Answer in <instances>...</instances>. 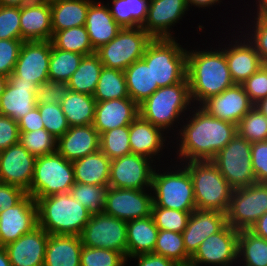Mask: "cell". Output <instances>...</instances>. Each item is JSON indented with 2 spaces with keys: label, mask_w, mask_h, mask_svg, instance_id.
I'll use <instances>...</instances> for the list:
<instances>
[{
  "label": "cell",
  "mask_w": 267,
  "mask_h": 266,
  "mask_svg": "<svg viewBox=\"0 0 267 266\" xmlns=\"http://www.w3.org/2000/svg\"><path fill=\"white\" fill-rule=\"evenodd\" d=\"M36 157L20 143L0 151V183L29 191L34 177Z\"/></svg>",
  "instance_id": "18"
},
{
  "label": "cell",
  "mask_w": 267,
  "mask_h": 266,
  "mask_svg": "<svg viewBox=\"0 0 267 266\" xmlns=\"http://www.w3.org/2000/svg\"><path fill=\"white\" fill-rule=\"evenodd\" d=\"M200 107L210 116L238 125L254 104L241 84H234L222 93L205 100Z\"/></svg>",
  "instance_id": "20"
},
{
  "label": "cell",
  "mask_w": 267,
  "mask_h": 266,
  "mask_svg": "<svg viewBox=\"0 0 267 266\" xmlns=\"http://www.w3.org/2000/svg\"><path fill=\"white\" fill-rule=\"evenodd\" d=\"M192 212L152 206L151 216L159 230L182 233Z\"/></svg>",
  "instance_id": "48"
},
{
  "label": "cell",
  "mask_w": 267,
  "mask_h": 266,
  "mask_svg": "<svg viewBox=\"0 0 267 266\" xmlns=\"http://www.w3.org/2000/svg\"><path fill=\"white\" fill-rule=\"evenodd\" d=\"M39 1L52 2V1H55V0H39Z\"/></svg>",
  "instance_id": "68"
},
{
  "label": "cell",
  "mask_w": 267,
  "mask_h": 266,
  "mask_svg": "<svg viewBox=\"0 0 267 266\" xmlns=\"http://www.w3.org/2000/svg\"><path fill=\"white\" fill-rule=\"evenodd\" d=\"M168 167H162L164 170L156 167L154 170L151 185L153 203L157 207L193 212L196 210V204L188 169L177 162Z\"/></svg>",
  "instance_id": "5"
},
{
  "label": "cell",
  "mask_w": 267,
  "mask_h": 266,
  "mask_svg": "<svg viewBox=\"0 0 267 266\" xmlns=\"http://www.w3.org/2000/svg\"><path fill=\"white\" fill-rule=\"evenodd\" d=\"M211 161L233 190L257 183L252 169L251 143L238 133Z\"/></svg>",
  "instance_id": "9"
},
{
  "label": "cell",
  "mask_w": 267,
  "mask_h": 266,
  "mask_svg": "<svg viewBox=\"0 0 267 266\" xmlns=\"http://www.w3.org/2000/svg\"><path fill=\"white\" fill-rule=\"evenodd\" d=\"M100 150L110 159H116L131 152L129 126L117 127L100 134Z\"/></svg>",
  "instance_id": "44"
},
{
  "label": "cell",
  "mask_w": 267,
  "mask_h": 266,
  "mask_svg": "<svg viewBox=\"0 0 267 266\" xmlns=\"http://www.w3.org/2000/svg\"><path fill=\"white\" fill-rule=\"evenodd\" d=\"M222 0H188L189 7L196 6L195 8L207 9L209 7H216L218 4L221 5ZM218 3V4H217ZM216 5V6H215ZM207 7V8H205Z\"/></svg>",
  "instance_id": "61"
},
{
  "label": "cell",
  "mask_w": 267,
  "mask_h": 266,
  "mask_svg": "<svg viewBox=\"0 0 267 266\" xmlns=\"http://www.w3.org/2000/svg\"><path fill=\"white\" fill-rule=\"evenodd\" d=\"M8 84V77L0 75V97Z\"/></svg>",
  "instance_id": "66"
},
{
  "label": "cell",
  "mask_w": 267,
  "mask_h": 266,
  "mask_svg": "<svg viewBox=\"0 0 267 266\" xmlns=\"http://www.w3.org/2000/svg\"><path fill=\"white\" fill-rule=\"evenodd\" d=\"M111 160L99 149L72 162L76 183L108 186Z\"/></svg>",
  "instance_id": "31"
},
{
  "label": "cell",
  "mask_w": 267,
  "mask_h": 266,
  "mask_svg": "<svg viewBox=\"0 0 267 266\" xmlns=\"http://www.w3.org/2000/svg\"><path fill=\"white\" fill-rule=\"evenodd\" d=\"M108 187L75 182L70 189V194L76 199V202L87 208L88 213L92 216L104 213L105 196Z\"/></svg>",
  "instance_id": "43"
},
{
  "label": "cell",
  "mask_w": 267,
  "mask_h": 266,
  "mask_svg": "<svg viewBox=\"0 0 267 266\" xmlns=\"http://www.w3.org/2000/svg\"><path fill=\"white\" fill-rule=\"evenodd\" d=\"M254 107L267 117V97L259 100L256 104H254Z\"/></svg>",
  "instance_id": "65"
},
{
  "label": "cell",
  "mask_w": 267,
  "mask_h": 266,
  "mask_svg": "<svg viewBox=\"0 0 267 266\" xmlns=\"http://www.w3.org/2000/svg\"><path fill=\"white\" fill-rule=\"evenodd\" d=\"M23 42L21 39H0V75L9 77L13 73Z\"/></svg>",
  "instance_id": "52"
},
{
  "label": "cell",
  "mask_w": 267,
  "mask_h": 266,
  "mask_svg": "<svg viewBox=\"0 0 267 266\" xmlns=\"http://www.w3.org/2000/svg\"><path fill=\"white\" fill-rule=\"evenodd\" d=\"M93 0H55L50 2L53 34L57 31L85 25L89 5Z\"/></svg>",
  "instance_id": "33"
},
{
  "label": "cell",
  "mask_w": 267,
  "mask_h": 266,
  "mask_svg": "<svg viewBox=\"0 0 267 266\" xmlns=\"http://www.w3.org/2000/svg\"><path fill=\"white\" fill-rule=\"evenodd\" d=\"M190 106L193 107V104L190 98L188 78H186L180 83L159 87L151 96L139 104L138 108L141 118L163 129L167 134L172 129L175 132V134L172 133L175 137L178 133L176 129L180 128L178 126L182 125V119L187 116L188 111L192 108Z\"/></svg>",
  "instance_id": "3"
},
{
  "label": "cell",
  "mask_w": 267,
  "mask_h": 266,
  "mask_svg": "<svg viewBox=\"0 0 267 266\" xmlns=\"http://www.w3.org/2000/svg\"><path fill=\"white\" fill-rule=\"evenodd\" d=\"M175 38H153L142 59L152 68L153 86L165 87L187 78V49Z\"/></svg>",
  "instance_id": "6"
},
{
  "label": "cell",
  "mask_w": 267,
  "mask_h": 266,
  "mask_svg": "<svg viewBox=\"0 0 267 266\" xmlns=\"http://www.w3.org/2000/svg\"><path fill=\"white\" fill-rule=\"evenodd\" d=\"M37 85L34 82L21 81L13 73L0 97V114L18 121L37 106Z\"/></svg>",
  "instance_id": "23"
},
{
  "label": "cell",
  "mask_w": 267,
  "mask_h": 266,
  "mask_svg": "<svg viewBox=\"0 0 267 266\" xmlns=\"http://www.w3.org/2000/svg\"><path fill=\"white\" fill-rule=\"evenodd\" d=\"M19 137L18 122L0 114V151L18 144Z\"/></svg>",
  "instance_id": "56"
},
{
  "label": "cell",
  "mask_w": 267,
  "mask_h": 266,
  "mask_svg": "<svg viewBox=\"0 0 267 266\" xmlns=\"http://www.w3.org/2000/svg\"><path fill=\"white\" fill-rule=\"evenodd\" d=\"M212 45L202 50H187V78L193 106H200L209 97L222 93L235 83L230 76L224 48ZM221 46V47H220ZM213 49V50H212Z\"/></svg>",
  "instance_id": "2"
},
{
  "label": "cell",
  "mask_w": 267,
  "mask_h": 266,
  "mask_svg": "<svg viewBox=\"0 0 267 266\" xmlns=\"http://www.w3.org/2000/svg\"><path fill=\"white\" fill-rule=\"evenodd\" d=\"M60 105L69 126L93 124L96 106L93 95L68 90Z\"/></svg>",
  "instance_id": "34"
},
{
  "label": "cell",
  "mask_w": 267,
  "mask_h": 266,
  "mask_svg": "<svg viewBox=\"0 0 267 266\" xmlns=\"http://www.w3.org/2000/svg\"><path fill=\"white\" fill-rule=\"evenodd\" d=\"M159 229L152 216L127 222V260L144 253L154 252Z\"/></svg>",
  "instance_id": "32"
},
{
  "label": "cell",
  "mask_w": 267,
  "mask_h": 266,
  "mask_svg": "<svg viewBox=\"0 0 267 266\" xmlns=\"http://www.w3.org/2000/svg\"><path fill=\"white\" fill-rule=\"evenodd\" d=\"M189 171L195 196L196 209L227 213L233 189L211 161L182 163Z\"/></svg>",
  "instance_id": "7"
},
{
  "label": "cell",
  "mask_w": 267,
  "mask_h": 266,
  "mask_svg": "<svg viewBox=\"0 0 267 266\" xmlns=\"http://www.w3.org/2000/svg\"><path fill=\"white\" fill-rule=\"evenodd\" d=\"M20 132H30L39 129H44V123L40 115L39 109L35 107L18 121Z\"/></svg>",
  "instance_id": "58"
},
{
  "label": "cell",
  "mask_w": 267,
  "mask_h": 266,
  "mask_svg": "<svg viewBox=\"0 0 267 266\" xmlns=\"http://www.w3.org/2000/svg\"><path fill=\"white\" fill-rule=\"evenodd\" d=\"M129 261L117 251L83 246L80 266H125Z\"/></svg>",
  "instance_id": "47"
},
{
  "label": "cell",
  "mask_w": 267,
  "mask_h": 266,
  "mask_svg": "<svg viewBox=\"0 0 267 266\" xmlns=\"http://www.w3.org/2000/svg\"><path fill=\"white\" fill-rule=\"evenodd\" d=\"M152 206L151 189L138 190L108 187L105 196L104 213L128 222L151 216Z\"/></svg>",
  "instance_id": "15"
},
{
  "label": "cell",
  "mask_w": 267,
  "mask_h": 266,
  "mask_svg": "<svg viewBox=\"0 0 267 266\" xmlns=\"http://www.w3.org/2000/svg\"><path fill=\"white\" fill-rule=\"evenodd\" d=\"M51 42L55 48L84 56L96 53L90 43L85 25L57 31L53 34Z\"/></svg>",
  "instance_id": "40"
},
{
  "label": "cell",
  "mask_w": 267,
  "mask_h": 266,
  "mask_svg": "<svg viewBox=\"0 0 267 266\" xmlns=\"http://www.w3.org/2000/svg\"><path fill=\"white\" fill-rule=\"evenodd\" d=\"M51 41H24L13 74L21 81L34 82L39 86L48 81Z\"/></svg>",
  "instance_id": "16"
},
{
  "label": "cell",
  "mask_w": 267,
  "mask_h": 266,
  "mask_svg": "<svg viewBox=\"0 0 267 266\" xmlns=\"http://www.w3.org/2000/svg\"><path fill=\"white\" fill-rule=\"evenodd\" d=\"M253 17L254 18L252 20L250 19L251 23H248V26L246 25V31L240 30L238 31L237 34L243 33V35L247 38V40L254 46L262 62H266L267 61V15H256V16L253 15Z\"/></svg>",
  "instance_id": "49"
},
{
  "label": "cell",
  "mask_w": 267,
  "mask_h": 266,
  "mask_svg": "<svg viewBox=\"0 0 267 266\" xmlns=\"http://www.w3.org/2000/svg\"><path fill=\"white\" fill-rule=\"evenodd\" d=\"M154 161L134 153L111 160L108 186L124 189H151L156 165Z\"/></svg>",
  "instance_id": "14"
},
{
  "label": "cell",
  "mask_w": 267,
  "mask_h": 266,
  "mask_svg": "<svg viewBox=\"0 0 267 266\" xmlns=\"http://www.w3.org/2000/svg\"><path fill=\"white\" fill-rule=\"evenodd\" d=\"M189 10L188 0H150L147 18L141 27L152 38H175L172 26Z\"/></svg>",
  "instance_id": "17"
},
{
  "label": "cell",
  "mask_w": 267,
  "mask_h": 266,
  "mask_svg": "<svg viewBox=\"0 0 267 266\" xmlns=\"http://www.w3.org/2000/svg\"><path fill=\"white\" fill-rule=\"evenodd\" d=\"M237 263L240 266H267V240L250 230L239 231Z\"/></svg>",
  "instance_id": "38"
},
{
  "label": "cell",
  "mask_w": 267,
  "mask_h": 266,
  "mask_svg": "<svg viewBox=\"0 0 267 266\" xmlns=\"http://www.w3.org/2000/svg\"><path fill=\"white\" fill-rule=\"evenodd\" d=\"M38 225L48 234L80 236L91 215L70 192L35 199Z\"/></svg>",
  "instance_id": "4"
},
{
  "label": "cell",
  "mask_w": 267,
  "mask_h": 266,
  "mask_svg": "<svg viewBox=\"0 0 267 266\" xmlns=\"http://www.w3.org/2000/svg\"><path fill=\"white\" fill-rule=\"evenodd\" d=\"M262 67L267 71V61L266 62H262Z\"/></svg>",
  "instance_id": "67"
},
{
  "label": "cell",
  "mask_w": 267,
  "mask_h": 266,
  "mask_svg": "<svg viewBox=\"0 0 267 266\" xmlns=\"http://www.w3.org/2000/svg\"><path fill=\"white\" fill-rule=\"evenodd\" d=\"M127 222L105 213L92 215L80 238L83 246L111 249L127 259Z\"/></svg>",
  "instance_id": "12"
},
{
  "label": "cell",
  "mask_w": 267,
  "mask_h": 266,
  "mask_svg": "<svg viewBox=\"0 0 267 266\" xmlns=\"http://www.w3.org/2000/svg\"><path fill=\"white\" fill-rule=\"evenodd\" d=\"M227 224L226 214L210 210H194L182 232L186 253L192 257L199 245Z\"/></svg>",
  "instance_id": "25"
},
{
  "label": "cell",
  "mask_w": 267,
  "mask_h": 266,
  "mask_svg": "<svg viewBox=\"0 0 267 266\" xmlns=\"http://www.w3.org/2000/svg\"><path fill=\"white\" fill-rule=\"evenodd\" d=\"M189 112L177 129L176 142H172L177 143L174 163L212 160L236 135L237 125L210 116L200 106H193Z\"/></svg>",
  "instance_id": "1"
},
{
  "label": "cell",
  "mask_w": 267,
  "mask_h": 266,
  "mask_svg": "<svg viewBox=\"0 0 267 266\" xmlns=\"http://www.w3.org/2000/svg\"><path fill=\"white\" fill-rule=\"evenodd\" d=\"M19 143L35 157L52 154L57 150V139L45 128L20 132Z\"/></svg>",
  "instance_id": "46"
},
{
  "label": "cell",
  "mask_w": 267,
  "mask_h": 266,
  "mask_svg": "<svg viewBox=\"0 0 267 266\" xmlns=\"http://www.w3.org/2000/svg\"><path fill=\"white\" fill-rule=\"evenodd\" d=\"M85 27L95 51L114 39L122 29L113 18L107 4L99 0L90 3Z\"/></svg>",
  "instance_id": "29"
},
{
  "label": "cell",
  "mask_w": 267,
  "mask_h": 266,
  "mask_svg": "<svg viewBox=\"0 0 267 266\" xmlns=\"http://www.w3.org/2000/svg\"><path fill=\"white\" fill-rule=\"evenodd\" d=\"M84 55L75 52L64 51L52 45L49 60V80L67 83L72 74L77 70Z\"/></svg>",
  "instance_id": "41"
},
{
  "label": "cell",
  "mask_w": 267,
  "mask_h": 266,
  "mask_svg": "<svg viewBox=\"0 0 267 266\" xmlns=\"http://www.w3.org/2000/svg\"><path fill=\"white\" fill-rule=\"evenodd\" d=\"M153 38L140 26L122 28L117 36L96 50L104 67L124 71L136 60L142 59Z\"/></svg>",
  "instance_id": "10"
},
{
  "label": "cell",
  "mask_w": 267,
  "mask_h": 266,
  "mask_svg": "<svg viewBox=\"0 0 267 266\" xmlns=\"http://www.w3.org/2000/svg\"><path fill=\"white\" fill-rule=\"evenodd\" d=\"M37 226V205L35 199L27 194L14 207L0 213V247L16 241Z\"/></svg>",
  "instance_id": "19"
},
{
  "label": "cell",
  "mask_w": 267,
  "mask_h": 266,
  "mask_svg": "<svg viewBox=\"0 0 267 266\" xmlns=\"http://www.w3.org/2000/svg\"><path fill=\"white\" fill-rule=\"evenodd\" d=\"M20 29L23 41H51L50 2L35 0L20 7Z\"/></svg>",
  "instance_id": "27"
},
{
  "label": "cell",
  "mask_w": 267,
  "mask_h": 266,
  "mask_svg": "<svg viewBox=\"0 0 267 266\" xmlns=\"http://www.w3.org/2000/svg\"><path fill=\"white\" fill-rule=\"evenodd\" d=\"M36 107L39 109L44 128L56 139L69 129L70 126L60 104H43Z\"/></svg>",
  "instance_id": "50"
},
{
  "label": "cell",
  "mask_w": 267,
  "mask_h": 266,
  "mask_svg": "<svg viewBox=\"0 0 267 266\" xmlns=\"http://www.w3.org/2000/svg\"><path fill=\"white\" fill-rule=\"evenodd\" d=\"M250 231L267 240V212L256 221Z\"/></svg>",
  "instance_id": "60"
},
{
  "label": "cell",
  "mask_w": 267,
  "mask_h": 266,
  "mask_svg": "<svg viewBox=\"0 0 267 266\" xmlns=\"http://www.w3.org/2000/svg\"><path fill=\"white\" fill-rule=\"evenodd\" d=\"M237 133L250 143L267 140V117L253 107L237 125Z\"/></svg>",
  "instance_id": "45"
},
{
  "label": "cell",
  "mask_w": 267,
  "mask_h": 266,
  "mask_svg": "<svg viewBox=\"0 0 267 266\" xmlns=\"http://www.w3.org/2000/svg\"><path fill=\"white\" fill-rule=\"evenodd\" d=\"M35 0H0V6L22 7Z\"/></svg>",
  "instance_id": "62"
},
{
  "label": "cell",
  "mask_w": 267,
  "mask_h": 266,
  "mask_svg": "<svg viewBox=\"0 0 267 266\" xmlns=\"http://www.w3.org/2000/svg\"><path fill=\"white\" fill-rule=\"evenodd\" d=\"M26 195L27 192L17 186L0 183V213L2 210L14 207Z\"/></svg>",
  "instance_id": "57"
},
{
  "label": "cell",
  "mask_w": 267,
  "mask_h": 266,
  "mask_svg": "<svg viewBox=\"0 0 267 266\" xmlns=\"http://www.w3.org/2000/svg\"><path fill=\"white\" fill-rule=\"evenodd\" d=\"M100 135L93 125L70 126L57 139V152L68 161H75L100 149Z\"/></svg>",
  "instance_id": "28"
},
{
  "label": "cell",
  "mask_w": 267,
  "mask_h": 266,
  "mask_svg": "<svg viewBox=\"0 0 267 266\" xmlns=\"http://www.w3.org/2000/svg\"><path fill=\"white\" fill-rule=\"evenodd\" d=\"M235 35L236 33L232 34V40L229 44H225V56L232 81L235 84H242L261 68L262 60L254 46L242 33V36Z\"/></svg>",
  "instance_id": "22"
},
{
  "label": "cell",
  "mask_w": 267,
  "mask_h": 266,
  "mask_svg": "<svg viewBox=\"0 0 267 266\" xmlns=\"http://www.w3.org/2000/svg\"><path fill=\"white\" fill-rule=\"evenodd\" d=\"M138 116V105L130 97L96 102L92 125L100 135L117 127L129 126Z\"/></svg>",
  "instance_id": "26"
},
{
  "label": "cell",
  "mask_w": 267,
  "mask_h": 266,
  "mask_svg": "<svg viewBox=\"0 0 267 266\" xmlns=\"http://www.w3.org/2000/svg\"><path fill=\"white\" fill-rule=\"evenodd\" d=\"M149 2L150 0H112V2L110 0V3L106 4L122 28H135L144 24Z\"/></svg>",
  "instance_id": "37"
},
{
  "label": "cell",
  "mask_w": 267,
  "mask_h": 266,
  "mask_svg": "<svg viewBox=\"0 0 267 266\" xmlns=\"http://www.w3.org/2000/svg\"><path fill=\"white\" fill-rule=\"evenodd\" d=\"M132 258L138 261L136 266H179L174 261L153 252L137 254L130 257Z\"/></svg>",
  "instance_id": "59"
},
{
  "label": "cell",
  "mask_w": 267,
  "mask_h": 266,
  "mask_svg": "<svg viewBox=\"0 0 267 266\" xmlns=\"http://www.w3.org/2000/svg\"><path fill=\"white\" fill-rule=\"evenodd\" d=\"M266 212L267 183H254L232 191L227 224L238 231L250 230Z\"/></svg>",
  "instance_id": "11"
},
{
  "label": "cell",
  "mask_w": 267,
  "mask_h": 266,
  "mask_svg": "<svg viewBox=\"0 0 267 266\" xmlns=\"http://www.w3.org/2000/svg\"><path fill=\"white\" fill-rule=\"evenodd\" d=\"M93 97L96 102L129 97L124 71L103 66Z\"/></svg>",
  "instance_id": "39"
},
{
  "label": "cell",
  "mask_w": 267,
  "mask_h": 266,
  "mask_svg": "<svg viewBox=\"0 0 267 266\" xmlns=\"http://www.w3.org/2000/svg\"><path fill=\"white\" fill-rule=\"evenodd\" d=\"M75 184L74 169L71 161L57 151L36 157L34 177L28 195L34 199L70 192Z\"/></svg>",
  "instance_id": "8"
},
{
  "label": "cell",
  "mask_w": 267,
  "mask_h": 266,
  "mask_svg": "<svg viewBox=\"0 0 267 266\" xmlns=\"http://www.w3.org/2000/svg\"><path fill=\"white\" fill-rule=\"evenodd\" d=\"M0 266H12L4 247H0Z\"/></svg>",
  "instance_id": "64"
},
{
  "label": "cell",
  "mask_w": 267,
  "mask_h": 266,
  "mask_svg": "<svg viewBox=\"0 0 267 266\" xmlns=\"http://www.w3.org/2000/svg\"><path fill=\"white\" fill-rule=\"evenodd\" d=\"M102 68L103 64L96 53L83 56L77 70L67 82L68 90L93 95Z\"/></svg>",
  "instance_id": "36"
},
{
  "label": "cell",
  "mask_w": 267,
  "mask_h": 266,
  "mask_svg": "<svg viewBox=\"0 0 267 266\" xmlns=\"http://www.w3.org/2000/svg\"><path fill=\"white\" fill-rule=\"evenodd\" d=\"M49 234L39 225L4 246L12 266H43Z\"/></svg>",
  "instance_id": "24"
},
{
  "label": "cell",
  "mask_w": 267,
  "mask_h": 266,
  "mask_svg": "<svg viewBox=\"0 0 267 266\" xmlns=\"http://www.w3.org/2000/svg\"><path fill=\"white\" fill-rule=\"evenodd\" d=\"M0 39H21L20 7L0 6Z\"/></svg>",
  "instance_id": "51"
},
{
  "label": "cell",
  "mask_w": 267,
  "mask_h": 266,
  "mask_svg": "<svg viewBox=\"0 0 267 266\" xmlns=\"http://www.w3.org/2000/svg\"><path fill=\"white\" fill-rule=\"evenodd\" d=\"M162 255L179 266H188L190 256L186 253L182 233L159 230L154 252Z\"/></svg>",
  "instance_id": "42"
},
{
  "label": "cell",
  "mask_w": 267,
  "mask_h": 266,
  "mask_svg": "<svg viewBox=\"0 0 267 266\" xmlns=\"http://www.w3.org/2000/svg\"><path fill=\"white\" fill-rule=\"evenodd\" d=\"M241 85L249 96L250 101L256 104L259 100L267 97V71L261 66L257 72L252 74Z\"/></svg>",
  "instance_id": "54"
},
{
  "label": "cell",
  "mask_w": 267,
  "mask_h": 266,
  "mask_svg": "<svg viewBox=\"0 0 267 266\" xmlns=\"http://www.w3.org/2000/svg\"><path fill=\"white\" fill-rule=\"evenodd\" d=\"M80 236L49 234L43 266H80Z\"/></svg>",
  "instance_id": "30"
},
{
  "label": "cell",
  "mask_w": 267,
  "mask_h": 266,
  "mask_svg": "<svg viewBox=\"0 0 267 266\" xmlns=\"http://www.w3.org/2000/svg\"><path fill=\"white\" fill-rule=\"evenodd\" d=\"M124 74L129 97L137 105L159 88V86H153L152 68L143 59L133 62L124 70Z\"/></svg>",
  "instance_id": "35"
},
{
  "label": "cell",
  "mask_w": 267,
  "mask_h": 266,
  "mask_svg": "<svg viewBox=\"0 0 267 266\" xmlns=\"http://www.w3.org/2000/svg\"><path fill=\"white\" fill-rule=\"evenodd\" d=\"M165 135V136H164ZM167 137V138H166ZM166 132L138 116L129 125V143L131 152L153 160L155 163L162 162V152L170 144ZM168 142V143H167ZM167 143V146L165 145ZM165 146V147H164ZM157 158V159H156ZM156 160H158L156 162Z\"/></svg>",
  "instance_id": "21"
},
{
  "label": "cell",
  "mask_w": 267,
  "mask_h": 266,
  "mask_svg": "<svg viewBox=\"0 0 267 266\" xmlns=\"http://www.w3.org/2000/svg\"><path fill=\"white\" fill-rule=\"evenodd\" d=\"M67 91V83L54 82L51 80L42 82L37 87V105L61 104Z\"/></svg>",
  "instance_id": "53"
},
{
  "label": "cell",
  "mask_w": 267,
  "mask_h": 266,
  "mask_svg": "<svg viewBox=\"0 0 267 266\" xmlns=\"http://www.w3.org/2000/svg\"><path fill=\"white\" fill-rule=\"evenodd\" d=\"M252 169L257 183H267V140L251 143Z\"/></svg>",
  "instance_id": "55"
},
{
  "label": "cell",
  "mask_w": 267,
  "mask_h": 266,
  "mask_svg": "<svg viewBox=\"0 0 267 266\" xmlns=\"http://www.w3.org/2000/svg\"><path fill=\"white\" fill-rule=\"evenodd\" d=\"M255 10L252 14L255 15H267V0H255Z\"/></svg>",
  "instance_id": "63"
},
{
  "label": "cell",
  "mask_w": 267,
  "mask_h": 266,
  "mask_svg": "<svg viewBox=\"0 0 267 266\" xmlns=\"http://www.w3.org/2000/svg\"><path fill=\"white\" fill-rule=\"evenodd\" d=\"M239 231L226 224L206 238L190 258V266H236Z\"/></svg>",
  "instance_id": "13"
}]
</instances>
